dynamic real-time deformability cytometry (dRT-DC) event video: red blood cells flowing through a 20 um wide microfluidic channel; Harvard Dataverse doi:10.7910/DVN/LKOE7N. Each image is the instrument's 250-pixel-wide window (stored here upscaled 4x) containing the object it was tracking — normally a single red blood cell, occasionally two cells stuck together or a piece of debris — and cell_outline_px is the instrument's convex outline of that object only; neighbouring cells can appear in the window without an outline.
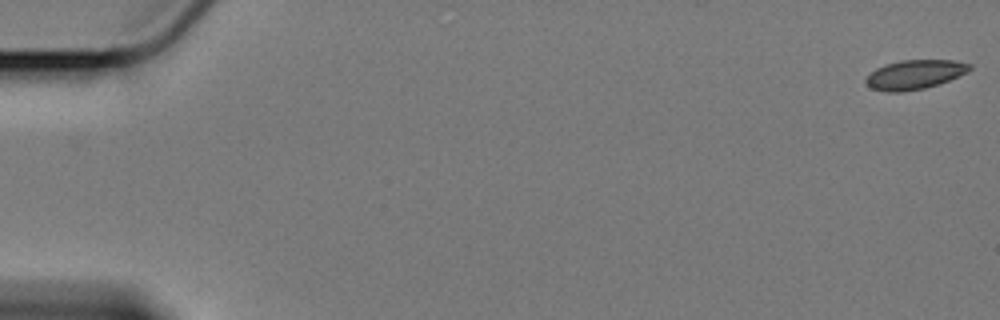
{"species": "Egyptian fruit bat (a non-hibernating species)", "species_latin": "Rousettus aegyptiacus", "temperature_condition": "cold", "stored_images_in_passage": 7, "camera_frame_rate_fps": 3000, "um_per_image_px": 0.085, "animal": {"sex": "female"}, "frame": {"image": 1, "passage_image": 1, "time_ms": 0.0, "image_size_px": [1000, 320], "cell_outline_px": [[972, 68], [968, 72], [960, 76], [924, 88], [900, 92], [888, 92], [872, 88], [864, 80], [876, 68], [900, 60], [956, 60], [972, 64]], "centroid_in_image_um": [77.8, 6.32], "position_along_channel_um": 7.2, "area_um2": 17.51}}